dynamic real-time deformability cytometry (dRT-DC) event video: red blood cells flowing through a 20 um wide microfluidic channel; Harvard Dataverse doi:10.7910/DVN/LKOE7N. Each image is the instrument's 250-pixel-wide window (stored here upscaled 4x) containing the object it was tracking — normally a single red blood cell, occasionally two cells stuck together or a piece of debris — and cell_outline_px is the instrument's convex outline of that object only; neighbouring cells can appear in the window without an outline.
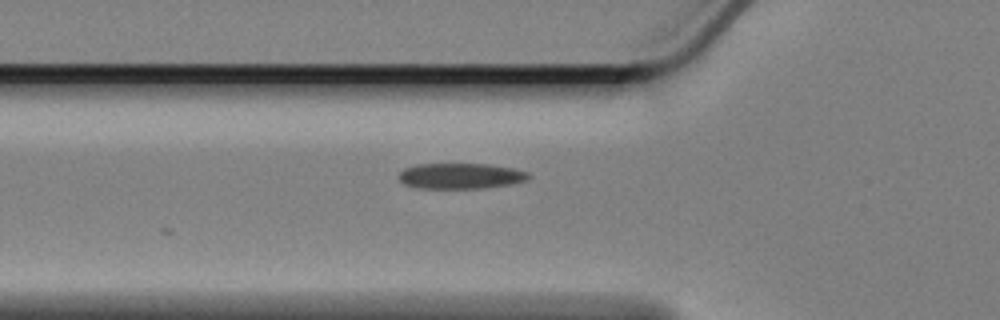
{"species": "Egyptian fruit bat (a non-hibernating species)", "species_latin": "Rousettus aegyptiacus", "temperature_condition": "cold", "stored_images_in_passage": 11, "camera_frame_rate_fps": 3000, "um_per_image_px": 0.085, "animal": {"sex": "female"}, "frame": {"image": 1, "passage_image": 2, "time_ms": 0.333, "image_size_px": [1000, 320], "cell_outline_px": [[532, 176], [528, 180], [512, 184], [480, 188], [420, 188], [404, 184], [400, 180], [400, 172], [404, 168], [416, 164], [488, 164], [516, 168], [528, 172]], "centroid_in_image_um": [39.21, 14.95], "position_along_channel_um": 86.6, "area_um2": 19.48}}
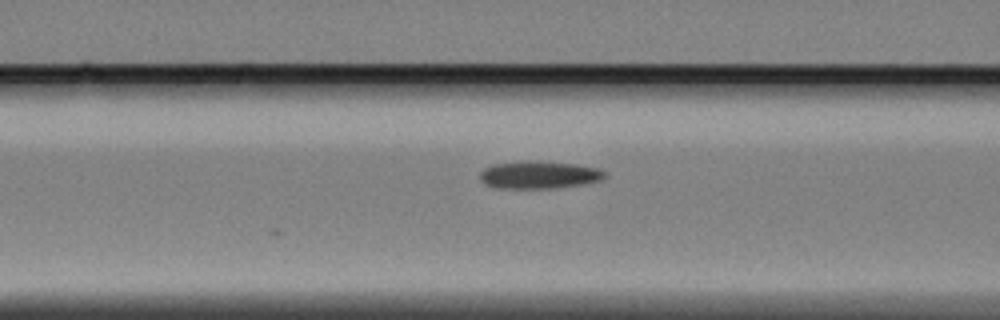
{"frame": {"image": 2, "passage_image": 5, "time_ms": 1.333, "image_size_px": [1000, 320], "cell_outline_px": [[608, 176], [604, 180], [584, 184], [556, 188], [496, 188], [484, 184], [480, 180], [480, 172], [484, 168], [492, 164], [520, 160], [576, 164], [596, 168], [608, 172]], "centroid_in_image_um": [45.83, 14.86], "position_along_channel_um": 120.8, "area_um2": 20.4}}
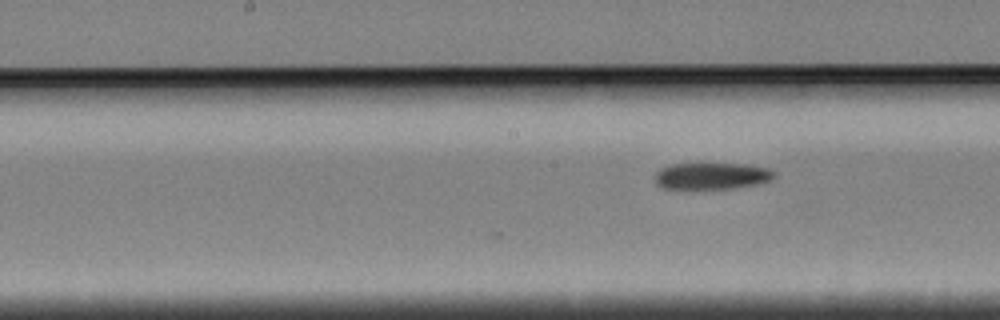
{"frame": {"image": 3, "passage_image": 11, "time_ms": 3.333, "image_size_px": [1000, 320], "cell_outline_px": [[776, 176], [772, 180], [756, 184], [732, 188], [664, 188], [656, 184], [656, 172], [660, 168], [668, 164], [748, 164], [768, 168], [776, 172]], "centroid_in_image_um": [60.53, 14.94], "position_along_channel_um": 187.7, "area_um2": 18.44}}